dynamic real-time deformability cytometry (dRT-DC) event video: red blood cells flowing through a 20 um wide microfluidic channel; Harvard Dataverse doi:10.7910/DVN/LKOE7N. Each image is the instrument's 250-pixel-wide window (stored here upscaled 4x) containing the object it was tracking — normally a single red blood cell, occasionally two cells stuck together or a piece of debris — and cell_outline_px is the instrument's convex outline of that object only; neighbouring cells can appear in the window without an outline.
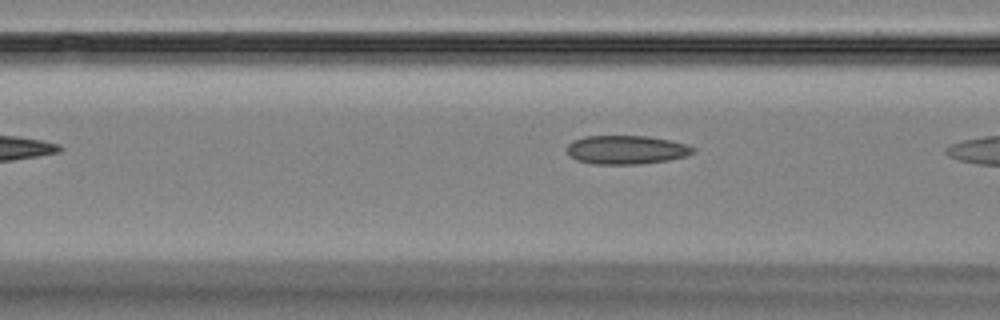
{"species": "Egyptian fruit bat (a non-hibernating species)", "species_latin": "Rousettus aegyptiacus", "temperature_condition": "room temperature", "stored_images_in_passage": 5, "camera_frame_rate_fps": 3000, "um_per_image_px": 0.085, "animal": {"sex": "female"}, "frame": {"image": 1, "passage_image": 5, "time_ms": 4.667, "image_size_px": [1000, 320], "cell_outline_px": [[696, 152], [684, 156], [668, 160], [640, 164], [592, 164], [576, 160], [568, 152], [568, 144], [572, 140], [584, 136], [648, 136], [688, 144], [696, 148]], "centroid_in_image_um": [53.25, 12.73], "position_along_channel_um": 113.3, "area_um2": 21.15}}